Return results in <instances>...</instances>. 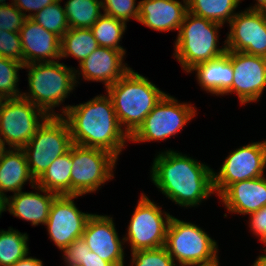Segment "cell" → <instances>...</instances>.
Segmentation results:
<instances>
[{
  "label": "cell",
  "mask_w": 266,
  "mask_h": 266,
  "mask_svg": "<svg viewBox=\"0 0 266 266\" xmlns=\"http://www.w3.org/2000/svg\"><path fill=\"white\" fill-rule=\"evenodd\" d=\"M23 63L2 57L0 59V97L2 99L20 98L22 91L19 87L20 70ZM19 82V83H18Z\"/></svg>",
  "instance_id": "obj_31"
},
{
  "label": "cell",
  "mask_w": 266,
  "mask_h": 266,
  "mask_svg": "<svg viewBox=\"0 0 266 266\" xmlns=\"http://www.w3.org/2000/svg\"><path fill=\"white\" fill-rule=\"evenodd\" d=\"M71 148L65 154L56 158L36 184L57 195H71Z\"/></svg>",
  "instance_id": "obj_24"
},
{
  "label": "cell",
  "mask_w": 266,
  "mask_h": 266,
  "mask_svg": "<svg viewBox=\"0 0 266 266\" xmlns=\"http://www.w3.org/2000/svg\"><path fill=\"white\" fill-rule=\"evenodd\" d=\"M4 212H6V199L0 195V218Z\"/></svg>",
  "instance_id": "obj_43"
},
{
  "label": "cell",
  "mask_w": 266,
  "mask_h": 266,
  "mask_svg": "<svg viewBox=\"0 0 266 266\" xmlns=\"http://www.w3.org/2000/svg\"><path fill=\"white\" fill-rule=\"evenodd\" d=\"M255 4L250 5L254 10L266 17V0H254Z\"/></svg>",
  "instance_id": "obj_41"
},
{
  "label": "cell",
  "mask_w": 266,
  "mask_h": 266,
  "mask_svg": "<svg viewBox=\"0 0 266 266\" xmlns=\"http://www.w3.org/2000/svg\"><path fill=\"white\" fill-rule=\"evenodd\" d=\"M0 55L23 63L22 44L19 33L0 30Z\"/></svg>",
  "instance_id": "obj_34"
},
{
  "label": "cell",
  "mask_w": 266,
  "mask_h": 266,
  "mask_svg": "<svg viewBox=\"0 0 266 266\" xmlns=\"http://www.w3.org/2000/svg\"><path fill=\"white\" fill-rule=\"evenodd\" d=\"M256 259L253 261L250 266H266V254H264L261 250Z\"/></svg>",
  "instance_id": "obj_42"
},
{
  "label": "cell",
  "mask_w": 266,
  "mask_h": 266,
  "mask_svg": "<svg viewBox=\"0 0 266 266\" xmlns=\"http://www.w3.org/2000/svg\"><path fill=\"white\" fill-rule=\"evenodd\" d=\"M208 266H221V263H215V264L208 265Z\"/></svg>",
  "instance_id": "obj_47"
},
{
  "label": "cell",
  "mask_w": 266,
  "mask_h": 266,
  "mask_svg": "<svg viewBox=\"0 0 266 266\" xmlns=\"http://www.w3.org/2000/svg\"><path fill=\"white\" fill-rule=\"evenodd\" d=\"M233 149L218 170L213 168V187L217 198L235 182L266 175V139L251 140V143Z\"/></svg>",
  "instance_id": "obj_11"
},
{
  "label": "cell",
  "mask_w": 266,
  "mask_h": 266,
  "mask_svg": "<svg viewBox=\"0 0 266 266\" xmlns=\"http://www.w3.org/2000/svg\"><path fill=\"white\" fill-rule=\"evenodd\" d=\"M154 156L149 180L174 205L195 209L216 196L213 168L208 163L173 148L159 150Z\"/></svg>",
  "instance_id": "obj_1"
},
{
  "label": "cell",
  "mask_w": 266,
  "mask_h": 266,
  "mask_svg": "<svg viewBox=\"0 0 266 266\" xmlns=\"http://www.w3.org/2000/svg\"><path fill=\"white\" fill-rule=\"evenodd\" d=\"M63 6L69 28H91L103 14L102 0H66Z\"/></svg>",
  "instance_id": "obj_27"
},
{
  "label": "cell",
  "mask_w": 266,
  "mask_h": 266,
  "mask_svg": "<svg viewBox=\"0 0 266 266\" xmlns=\"http://www.w3.org/2000/svg\"><path fill=\"white\" fill-rule=\"evenodd\" d=\"M224 26L187 11L176 39L173 58L184 73L200 63L211 61L227 52L226 39L220 46V32Z\"/></svg>",
  "instance_id": "obj_5"
},
{
  "label": "cell",
  "mask_w": 266,
  "mask_h": 266,
  "mask_svg": "<svg viewBox=\"0 0 266 266\" xmlns=\"http://www.w3.org/2000/svg\"><path fill=\"white\" fill-rule=\"evenodd\" d=\"M23 69L27 72L28 84L21 97L35 104L48 116H62L70 106L65 101L78 87L75 67L58 60L26 64Z\"/></svg>",
  "instance_id": "obj_3"
},
{
  "label": "cell",
  "mask_w": 266,
  "mask_h": 266,
  "mask_svg": "<svg viewBox=\"0 0 266 266\" xmlns=\"http://www.w3.org/2000/svg\"><path fill=\"white\" fill-rule=\"evenodd\" d=\"M56 1L57 0H14L13 4L26 18H32L37 12Z\"/></svg>",
  "instance_id": "obj_38"
},
{
  "label": "cell",
  "mask_w": 266,
  "mask_h": 266,
  "mask_svg": "<svg viewBox=\"0 0 266 266\" xmlns=\"http://www.w3.org/2000/svg\"><path fill=\"white\" fill-rule=\"evenodd\" d=\"M248 220L246 225L249 227V233L252 232L258 241L262 244L266 240V206L256 212H253L246 217Z\"/></svg>",
  "instance_id": "obj_37"
},
{
  "label": "cell",
  "mask_w": 266,
  "mask_h": 266,
  "mask_svg": "<svg viewBox=\"0 0 266 266\" xmlns=\"http://www.w3.org/2000/svg\"><path fill=\"white\" fill-rule=\"evenodd\" d=\"M127 27L126 23L103 13L90 30L98 46L126 51L121 42Z\"/></svg>",
  "instance_id": "obj_29"
},
{
  "label": "cell",
  "mask_w": 266,
  "mask_h": 266,
  "mask_svg": "<svg viewBox=\"0 0 266 266\" xmlns=\"http://www.w3.org/2000/svg\"><path fill=\"white\" fill-rule=\"evenodd\" d=\"M104 14L116 18L128 25L132 19L136 22L139 17V1L137 0H102Z\"/></svg>",
  "instance_id": "obj_33"
},
{
  "label": "cell",
  "mask_w": 266,
  "mask_h": 266,
  "mask_svg": "<svg viewBox=\"0 0 266 266\" xmlns=\"http://www.w3.org/2000/svg\"><path fill=\"white\" fill-rule=\"evenodd\" d=\"M232 87L223 95H237L241 107L260 102L266 91V58L230 51Z\"/></svg>",
  "instance_id": "obj_14"
},
{
  "label": "cell",
  "mask_w": 266,
  "mask_h": 266,
  "mask_svg": "<svg viewBox=\"0 0 266 266\" xmlns=\"http://www.w3.org/2000/svg\"><path fill=\"white\" fill-rule=\"evenodd\" d=\"M187 11V0H139L137 22L153 31L178 34Z\"/></svg>",
  "instance_id": "obj_21"
},
{
  "label": "cell",
  "mask_w": 266,
  "mask_h": 266,
  "mask_svg": "<svg viewBox=\"0 0 266 266\" xmlns=\"http://www.w3.org/2000/svg\"><path fill=\"white\" fill-rule=\"evenodd\" d=\"M113 215L93 213L87 220L82 238L90 251L113 266H126V246L119 236Z\"/></svg>",
  "instance_id": "obj_16"
},
{
  "label": "cell",
  "mask_w": 266,
  "mask_h": 266,
  "mask_svg": "<svg viewBox=\"0 0 266 266\" xmlns=\"http://www.w3.org/2000/svg\"><path fill=\"white\" fill-rule=\"evenodd\" d=\"M244 0H187L188 12L222 24L224 27L240 10Z\"/></svg>",
  "instance_id": "obj_26"
},
{
  "label": "cell",
  "mask_w": 266,
  "mask_h": 266,
  "mask_svg": "<svg viewBox=\"0 0 266 266\" xmlns=\"http://www.w3.org/2000/svg\"><path fill=\"white\" fill-rule=\"evenodd\" d=\"M14 0H11L10 2H6V0H0V5H10V4H13Z\"/></svg>",
  "instance_id": "obj_45"
},
{
  "label": "cell",
  "mask_w": 266,
  "mask_h": 266,
  "mask_svg": "<svg viewBox=\"0 0 266 266\" xmlns=\"http://www.w3.org/2000/svg\"><path fill=\"white\" fill-rule=\"evenodd\" d=\"M48 115L35 104L20 98L0 103V137L6 148L22 149Z\"/></svg>",
  "instance_id": "obj_12"
},
{
  "label": "cell",
  "mask_w": 266,
  "mask_h": 266,
  "mask_svg": "<svg viewBox=\"0 0 266 266\" xmlns=\"http://www.w3.org/2000/svg\"><path fill=\"white\" fill-rule=\"evenodd\" d=\"M126 54L127 51L98 46L75 68L77 86L81 81L102 83L105 91L132 68L125 61Z\"/></svg>",
  "instance_id": "obj_17"
},
{
  "label": "cell",
  "mask_w": 266,
  "mask_h": 266,
  "mask_svg": "<svg viewBox=\"0 0 266 266\" xmlns=\"http://www.w3.org/2000/svg\"><path fill=\"white\" fill-rule=\"evenodd\" d=\"M162 207L144 191L140 193L123 234L125 246L130 252L164 247L172 214Z\"/></svg>",
  "instance_id": "obj_8"
},
{
  "label": "cell",
  "mask_w": 266,
  "mask_h": 266,
  "mask_svg": "<svg viewBox=\"0 0 266 266\" xmlns=\"http://www.w3.org/2000/svg\"><path fill=\"white\" fill-rule=\"evenodd\" d=\"M31 253H28L25 257L18 260L14 265L12 266H44L43 260L35 257L30 256Z\"/></svg>",
  "instance_id": "obj_40"
},
{
  "label": "cell",
  "mask_w": 266,
  "mask_h": 266,
  "mask_svg": "<svg viewBox=\"0 0 266 266\" xmlns=\"http://www.w3.org/2000/svg\"><path fill=\"white\" fill-rule=\"evenodd\" d=\"M263 247H261V251L266 254V240L262 243Z\"/></svg>",
  "instance_id": "obj_46"
},
{
  "label": "cell",
  "mask_w": 266,
  "mask_h": 266,
  "mask_svg": "<svg viewBox=\"0 0 266 266\" xmlns=\"http://www.w3.org/2000/svg\"><path fill=\"white\" fill-rule=\"evenodd\" d=\"M72 145L67 121L62 116H48L22 148L35 181L56 158L68 152Z\"/></svg>",
  "instance_id": "obj_10"
},
{
  "label": "cell",
  "mask_w": 266,
  "mask_h": 266,
  "mask_svg": "<svg viewBox=\"0 0 266 266\" xmlns=\"http://www.w3.org/2000/svg\"><path fill=\"white\" fill-rule=\"evenodd\" d=\"M80 195H57L50 207L45 223L50 242L61 252L66 246L82 237L88 218L93 214L83 212L75 199Z\"/></svg>",
  "instance_id": "obj_13"
},
{
  "label": "cell",
  "mask_w": 266,
  "mask_h": 266,
  "mask_svg": "<svg viewBox=\"0 0 266 266\" xmlns=\"http://www.w3.org/2000/svg\"><path fill=\"white\" fill-rule=\"evenodd\" d=\"M164 247L177 266H208L220 263L217 240L200 224L172 215Z\"/></svg>",
  "instance_id": "obj_6"
},
{
  "label": "cell",
  "mask_w": 266,
  "mask_h": 266,
  "mask_svg": "<svg viewBox=\"0 0 266 266\" xmlns=\"http://www.w3.org/2000/svg\"><path fill=\"white\" fill-rule=\"evenodd\" d=\"M218 202L225 209L223 216L228 214L242 215L258 211L266 206V175L231 184L219 197Z\"/></svg>",
  "instance_id": "obj_18"
},
{
  "label": "cell",
  "mask_w": 266,
  "mask_h": 266,
  "mask_svg": "<svg viewBox=\"0 0 266 266\" xmlns=\"http://www.w3.org/2000/svg\"><path fill=\"white\" fill-rule=\"evenodd\" d=\"M197 112L192 102H182L167 92L130 136V143H160L174 138L197 117Z\"/></svg>",
  "instance_id": "obj_7"
},
{
  "label": "cell",
  "mask_w": 266,
  "mask_h": 266,
  "mask_svg": "<svg viewBox=\"0 0 266 266\" xmlns=\"http://www.w3.org/2000/svg\"><path fill=\"white\" fill-rule=\"evenodd\" d=\"M187 74H195L196 83L205 93L222 98L232 87L234 78L230 51L227 50L220 57L196 65Z\"/></svg>",
  "instance_id": "obj_22"
},
{
  "label": "cell",
  "mask_w": 266,
  "mask_h": 266,
  "mask_svg": "<svg viewBox=\"0 0 266 266\" xmlns=\"http://www.w3.org/2000/svg\"><path fill=\"white\" fill-rule=\"evenodd\" d=\"M19 34L22 44L23 65L60 60L61 39L31 18L25 20Z\"/></svg>",
  "instance_id": "obj_19"
},
{
  "label": "cell",
  "mask_w": 266,
  "mask_h": 266,
  "mask_svg": "<svg viewBox=\"0 0 266 266\" xmlns=\"http://www.w3.org/2000/svg\"><path fill=\"white\" fill-rule=\"evenodd\" d=\"M105 91L112 99L121 128L129 137L166 94L150 78L133 68Z\"/></svg>",
  "instance_id": "obj_4"
},
{
  "label": "cell",
  "mask_w": 266,
  "mask_h": 266,
  "mask_svg": "<svg viewBox=\"0 0 266 266\" xmlns=\"http://www.w3.org/2000/svg\"><path fill=\"white\" fill-rule=\"evenodd\" d=\"M85 240L80 237L70 243L61 251L63 264L65 266H82L87 248Z\"/></svg>",
  "instance_id": "obj_36"
},
{
  "label": "cell",
  "mask_w": 266,
  "mask_h": 266,
  "mask_svg": "<svg viewBox=\"0 0 266 266\" xmlns=\"http://www.w3.org/2000/svg\"><path fill=\"white\" fill-rule=\"evenodd\" d=\"M30 252L27 232L11 226L0 229V266H12Z\"/></svg>",
  "instance_id": "obj_28"
},
{
  "label": "cell",
  "mask_w": 266,
  "mask_h": 266,
  "mask_svg": "<svg viewBox=\"0 0 266 266\" xmlns=\"http://www.w3.org/2000/svg\"><path fill=\"white\" fill-rule=\"evenodd\" d=\"M7 148L5 147L4 143L2 142V139L0 137V156L3 154V152L6 150Z\"/></svg>",
  "instance_id": "obj_44"
},
{
  "label": "cell",
  "mask_w": 266,
  "mask_h": 266,
  "mask_svg": "<svg viewBox=\"0 0 266 266\" xmlns=\"http://www.w3.org/2000/svg\"><path fill=\"white\" fill-rule=\"evenodd\" d=\"M27 18L14 5H0V30L19 33Z\"/></svg>",
  "instance_id": "obj_35"
},
{
  "label": "cell",
  "mask_w": 266,
  "mask_h": 266,
  "mask_svg": "<svg viewBox=\"0 0 266 266\" xmlns=\"http://www.w3.org/2000/svg\"><path fill=\"white\" fill-rule=\"evenodd\" d=\"M228 51L244 52L266 58V17L250 5L238 10L226 26Z\"/></svg>",
  "instance_id": "obj_15"
},
{
  "label": "cell",
  "mask_w": 266,
  "mask_h": 266,
  "mask_svg": "<svg viewBox=\"0 0 266 266\" xmlns=\"http://www.w3.org/2000/svg\"><path fill=\"white\" fill-rule=\"evenodd\" d=\"M25 184L32 188L36 181L32 177L25 153L22 149L7 148L0 156V195L5 199L24 190Z\"/></svg>",
  "instance_id": "obj_23"
},
{
  "label": "cell",
  "mask_w": 266,
  "mask_h": 266,
  "mask_svg": "<svg viewBox=\"0 0 266 266\" xmlns=\"http://www.w3.org/2000/svg\"><path fill=\"white\" fill-rule=\"evenodd\" d=\"M128 266H177L165 247L132 251Z\"/></svg>",
  "instance_id": "obj_32"
},
{
  "label": "cell",
  "mask_w": 266,
  "mask_h": 266,
  "mask_svg": "<svg viewBox=\"0 0 266 266\" xmlns=\"http://www.w3.org/2000/svg\"><path fill=\"white\" fill-rule=\"evenodd\" d=\"M62 117L67 121L75 145L102 149L120 160L122 151L130 144V137L121 128L106 91L86 102L70 104Z\"/></svg>",
  "instance_id": "obj_2"
},
{
  "label": "cell",
  "mask_w": 266,
  "mask_h": 266,
  "mask_svg": "<svg viewBox=\"0 0 266 266\" xmlns=\"http://www.w3.org/2000/svg\"><path fill=\"white\" fill-rule=\"evenodd\" d=\"M32 191H19L8 194L6 212L10 215L29 222L31 226H44L47 222L51 204L57 194L35 184Z\"/></svg>",
  "instance_id": "obj_20"
},
{
  "label": "cell",
  "mask_w": 266,
  "mask_h": 266,
  "mask_svg": "<svg viewBox=\"0 0 266 266\" xmlns=\"http://www.w3.org/2000/svg\"><path fill=\"white\" fill-rule=\"evenodd\" d=\"M97 48V40L90 28H69L61 38L60 61L74 58L79 65Z\"/></svg>",
  "instance_id": "obj_25"
},
{
  "label": "cell",
  "mask_w": 266,
  "mask_h": 266,
  "mask_svg": "<svg viewBox=\"0 0 266 266\" xmlns=\"http://www.w3.org/2000/svg\"><path fill=\"white\" fill-rule=\"evenodd\" d=\"M82 266H113L110 262L101 259L94 252L90 251L87 247L85 249L84 261H82Z\"/></svg>",
  "instance_id": "obj_39"
},
{
  "label": "cell",
  "mask_w": 266,
  "mask_h": 266,
  "mask_svg": "<svg viewBox=\"0 0 266 266\" xmlns=\"http://www.w3.org/2000/svg\"><path fill=\"white\" fill-rule=\"evenodd\" d=\"M65 0H57L53 4L37 12L31 19L60 39L69 30L63 5Z\"/></svg>",
  "instance_id": "obj_30"
},
{
  "label": "cell",
  "mask_w": 266,
  "mask_h": 266,
  "mask_svg": "<svg viewBox=\"0 0 266 266\" xmlns=\"http://www.w3.org/2000/svg\"><path fill=\"white\" fill-rule=\"evenodd\" d=\"M71 159V195L96 194L115 179L118 159L105 150L73 144Z\"/></svg>",
  "instance_id": "obj_9"
}]
</instances>
